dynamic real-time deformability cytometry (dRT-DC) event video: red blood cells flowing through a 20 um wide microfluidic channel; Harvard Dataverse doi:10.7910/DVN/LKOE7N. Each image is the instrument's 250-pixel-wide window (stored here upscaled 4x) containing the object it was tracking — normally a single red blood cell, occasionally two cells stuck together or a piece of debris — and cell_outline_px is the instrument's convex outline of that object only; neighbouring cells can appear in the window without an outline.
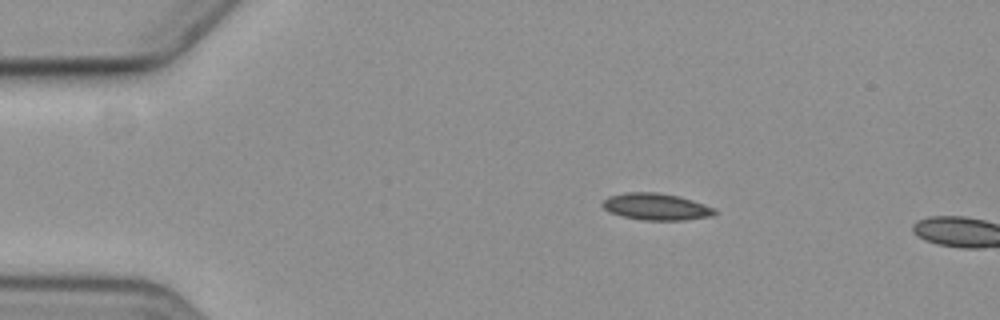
{"species": "common noctule bat (a hibernating species)", "species_latin": "Nyctalus noctula", "temperature_condition": "cold", "stored_images_in_passage": 3, "camera_frame_rate_fps": 3000, "um_per_image_px": 0.085, "animal": {"sex": "female", "body_mass_g": 19.3, "forearm_length_mm": 54.1}, "frame": {"image": 1, "passage_image": 2, "time_ms": 1.333, "image_size_px": [1000, 320], "cell_outline_px": [[716, 212], [712, 216], [684, 220], [644, 220], [620, 216], [608, 212], [600, 204], [608, 196], [624, 192], [656, 192], [676, 196], [692, 200], [716, 208]], "centroid_in_image_um": [55.73, 17.57], "position_along_channel_um": 29.3, "area_um2": 17.57}}